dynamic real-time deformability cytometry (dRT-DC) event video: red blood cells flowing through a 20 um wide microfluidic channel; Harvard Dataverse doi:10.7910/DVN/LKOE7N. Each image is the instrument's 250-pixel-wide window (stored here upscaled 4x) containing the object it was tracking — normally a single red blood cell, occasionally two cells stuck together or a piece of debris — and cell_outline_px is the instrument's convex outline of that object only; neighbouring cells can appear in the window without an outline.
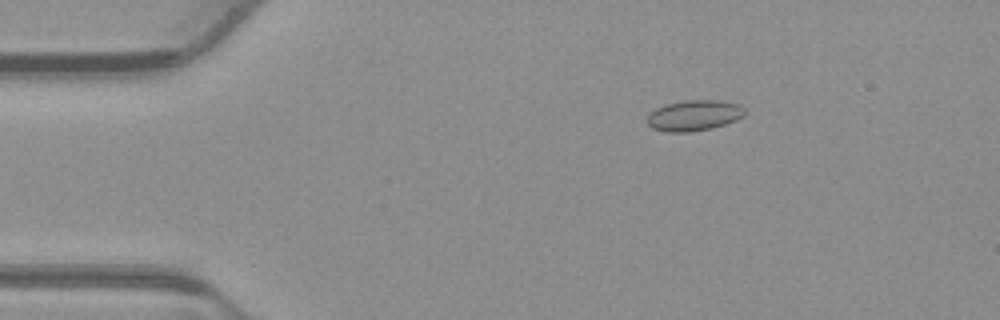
{"species": "common noctule bat (a hibernating species)", "species_latin": "Nyctalus noctula", "temperature_condition": "warm", "stored_images_in_passage": 54, "camera_frame_rate_fps": 3000, "um_per_image_px": 0.085, "animal": {"sex": "male", "body_mass_g": 23.1, "forearm_length_mm": 52.7}, "frame": {"image": 1, "passage_image": 9, "time_ms": 2.667, "image_size_px": [1000, 320], "cell_outline_px": [[744, 116], [736, 120], [712, 128], [688, 132], [668, 132], [652, 128], [648, 124], [648, 116], [656, 108], [664, 104], [684, 100], [720, 100], [740, 104], [744, 108]], "centroid_in_image_um": [59.01, 9.8], "position_along_channel_um": 26.0, "area_um2": 17.46}}
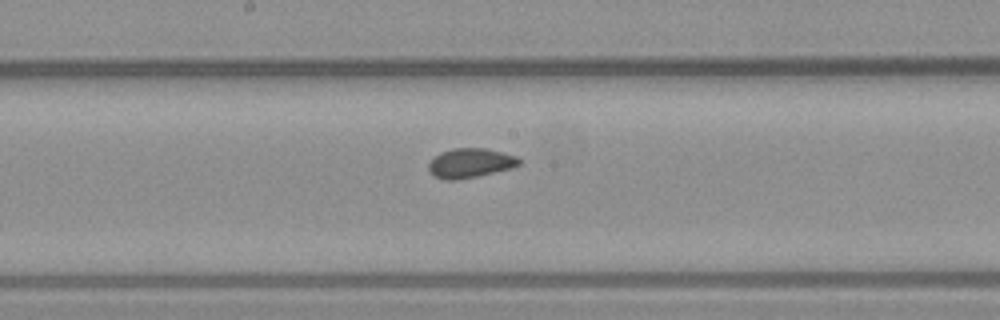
{"frame": {"image": 2, "passage_image": 28, "time_ms": 9.0, "image_size_px": [1000, 320], "cell_outline_px": [[520, 164], [512, 168], [476, 176], [456, 180], [444, 180], [428, 172], [428, 164], [440, 152], [452, 148], [484, 148], [516, 156], [520, 160]], "centroid_in_image_um": [39.94, 13.86], "position_along_channel_um": 208.3, "area_um2": 15.37}}
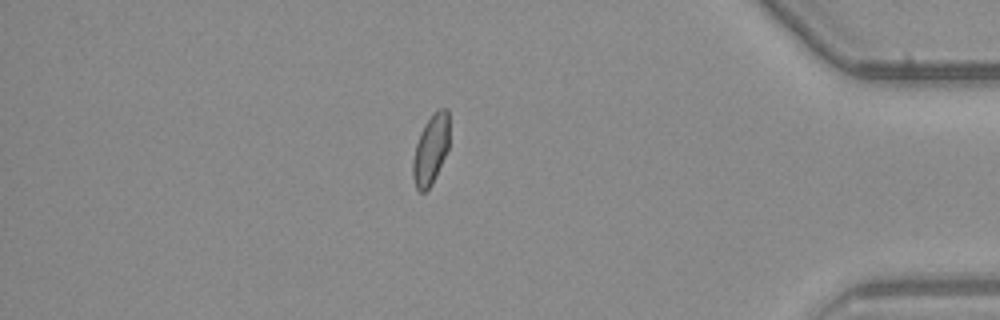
{"frame": {"image": 3, "passage_image": 46, "time_ms": 15.0, "image_size_px": [1000, 320], "cell_outline_px": [[448, 148], [432, 184], [424, 192], [420, 192], [416, 188], [412, 176], [412, 164], [416, 144], [420, 132], [424, 124], [432, 112], [440, 108], [448, 108]], "centroid_in_image_um": [36.59, 12.69], "position_along_channel_um": 398.6, "area_um2": 14.8}, "authors_computed_cell_mechanics": {"area_um2": 15.4037, "velocity_mm_per_s": 3.8474, "shape_relaxation_time_tau1_ms": 9.4095, "shape_relaxation_time_tau2_ms": null, "deformation_change_tau1": 0.1104, "deformation_change_tau2": null}}